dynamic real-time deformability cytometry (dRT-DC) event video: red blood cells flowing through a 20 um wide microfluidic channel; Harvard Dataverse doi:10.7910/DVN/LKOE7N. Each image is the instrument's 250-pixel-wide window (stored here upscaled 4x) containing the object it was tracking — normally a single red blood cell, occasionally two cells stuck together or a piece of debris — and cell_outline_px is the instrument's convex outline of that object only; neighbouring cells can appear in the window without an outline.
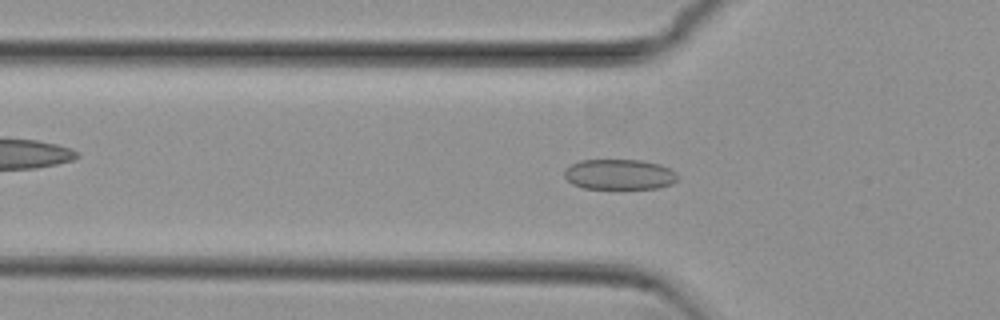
{"species": "common noctule bat (a hibernating species)", "species_latin": "Nyctalus noctula", "temperature_condition": "cold", "stored_images_in_passage": 46, "camera_frame_rate_fps": 3000, "um_per_image_px": 0.085, "animal": {"sex": "female", "body_mass_g": 29.2, "forearm_length_mm": 56.3}, "frame": {"image": 1, "passage_image": 9, "time_ms": 2.667, "image_size_px": [1000, 320], "cell_outline_px": [[676, 180], [672, 184], [656, 188], [584, 188], [572, 184], [564, 176], [564, 168], [580, 160], [640, 160], [660, 164], [676, 172]], "centroid_in_image_um": [52.61, 14.82], "position_along_channel_um": 73.2, "area_um2": 19.94}}
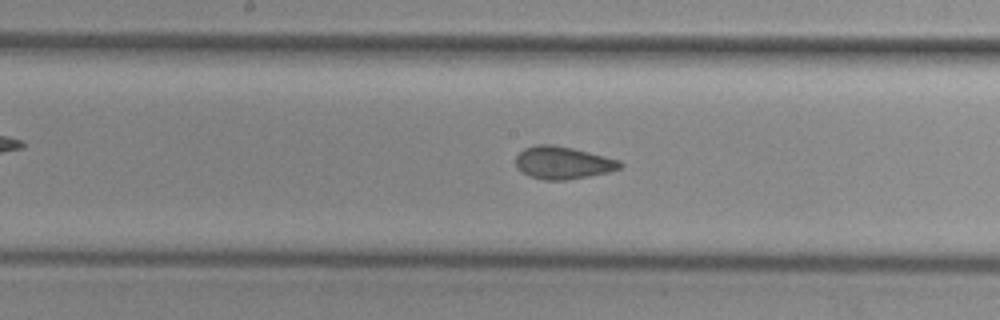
{"frame": {"image": 2, "passage_image": 19, "time_ms": 6.0, "image_size_px": [1000, 320], "cell_outline_px": [[624, 164], [620, 168], [608, 172], [588, 176], [564, 180], [544, 180], [528, 176], [516, 168], [516, 156], [524, 148], [536, 144], [552, 144], [572, 148], [620, 160]], "centroid_in_image_um": [47.82, 13.83], "position_along_channel_um": 200.4, "area_um2": 19.77}}
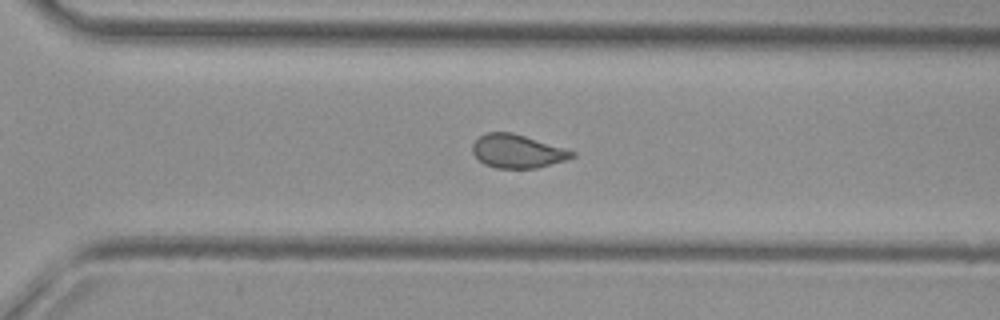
{"frame": {"image": 3, "passage_image": 29, "time_ms": 9.333, "image_size_px": [1000, 320], "cell_outline_px": [[576, 156], [568, 160], [536, 168], [496, 168], [484, 164], [472, 152], [472, 144], [480, 136], [488, 132], [512, 132], [564, 148], [576, 152]], "centroid_in_image_um": [43.99, 12.86], "position_along_channel_um": 326.6, "area_um2": 19.36}, "authors_computed_cell_mechanics": {"area_um2": 19.8543, "velocity_mm_per_s": 3.7992, "shape_relaxation_time_tau1_ms": null, "shape_relaxation_time_tau2_ms": 1.3308, "deformation_change_tau1": null, "deformation_change_tau2": 0.072}}